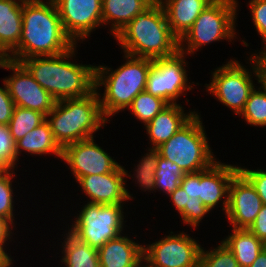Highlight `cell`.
Returning <instances> with one entry per match:
<instances>
[{
  "label": "cell",
  "instance_id": "cell-1",
  "mask_svg": "<svg viewBox=\"0 0 266 267\" xmlns=\"http://www.w3.org/2000/svg\"><path fill=\"white\" fill-rule=\"evenodd\" d=\"M74 45L63 29L55 3L23 1L21 37L6 58L20 62L32 56H56Z\"/></svg>",
  "mask_w": 266,
  "mask_h": 267
},
{
  "label": "cell",
  "instance_id": "cell-2",
  "mask_svg": "<svg viewBox=\"0 0 266 267\" xmlns=\"http://www.w3.org/2000/svg\"><path fill=\"white\" fill-rule=\"evenodd\" d=\"M77 44L56 56H32L20 61L32 77L56 100L81 98L95 90L96 65L70 61Z\"/></svg>",
  "mask_w": 266,
  "mask_h": 267
},
{
  "label": "cell",
  "instance_id": "cell-3",
  "mask_svg": "<svg viewBox=\"0 0 266 267\" xmlns=\"http://www.w3.org/2000/svg\"><path fill=\"white\" fill-rule=\"evenodd\" d=\"M114 39L125 54L152 60L179 51V39L169 27L163 6L157 2L137 14Z\"/></svg>",
  "mask_w": 266,
  "mask_h": 267
},
{
  "label": "cell",
  "instance_id": "cell-4",
  "mask_svg": "<svg viewBox=\"0 0 266 267\" xmlns=\"http://www.w3.org/2000/svg\"><path fill=\"white\" fill-rule=\"evenodd\" d=\"M124 59L125 63L115 70L100 64L95 67V90L99 94L102 114L107 120L127 110L133 99L145 91L148 72L153 63L152 59L125 53ZM101 86L105 87L102 95L99 91Z\"/></svg>",
  "mask_w": 266,
  "mask_h": 267
},
{
  "label": "cell",
  "instance_id": "cell-5",
  "mask_svg": "<svg viewBox=\"0 0 266 267\" xmlns=\"http://www.w3.org/2000/svg\"><path fill=\"white\" fill-rule=\"evenodd\" d=\"M46 120L62 150L67 145L95 137V132L109 121L102 114L96 90L85 97L56 101Z\"/></svg>",
  "mask_w": 266,
  "mask_h": 267
},
{
  "label": "cell",
  "instance_id": "cell-6",
  "mask_svg": "<svg viewBox=\"0 0 266 267\" xmlns=\"http://www.w3.org/2000/svg\"><path fill=\"white\" fill-rule=\"evenodd\" d=\"M200 114H196L157 150L159 155L178 165L185 173L209 168L216 158L209 145Z\"/></svg>",
  "mask_w": 266,
  "mask_h": 267
},
{
  "label": "cell",
  "instance_id": "cell-7",
  "mask_svg": "<svg viewBox=\"0 0 266 267\" xmlns=\"http://www.w3.org/2000/svg\"><path fill=\"white\" fill-rule=\"evenodd\" d=\"M238 3L237 0H214L210 3L179 39V51L193 55L202 46L212 42L236 39Z\"/></svg>",
  "mask_w": 266,
  "mask_h": 267
},
{
  "label": "cell",
  "instance_id": "cell-8",
  "mask_svg": "<svg viewBox=\"0 0 266 267\" xmlns=\"http://www.w3.org/2000/svg\"><path fill=\"white\" fill-rule=\"evenodd\" d=\"M123 204H93L85 203L78 211L75 221L68 230L79 240L99 249L110 239L123 233Z\"/></svg>",
  "mask_w": 266,
  "mask_h": 267
},
{
  "label": "cell",
  "instance_id": "cell-9",
  "mask_svg": "<svg viewBox=\"0 0 266 267\" xmlns=\"http://www.w3.org/2000/svg\"><path fill=\"white\" fill-rule=\"evenodd\" d=\"M248 60L252 65L251 70L246 69L247 66L238 60L230 59L226 64L217 67L211 73V82L205 84L208 93L210 92L219 102L230 108L238 116L244 110L250 92L257 85L252 80L253 76L257 80L256 62L251 56Z\"/></svg>",
  "mask_w": 266,
  "mask_h": 267
},
{
  "label": "cell",
  "instance_id": "cell-10",
  "mask_svg": "<svg viewBox=\"0 0 266 267\" xmlns=\"http://www.w3.org/2000/svg\"><path fill=\"white\" fill-rule=\"evenodd\" d=\"M185 54L178 51L170 57L153 60L147 76L145 91L163 99L167 104L177 103L178 98L193 89L188 81ZM189 82V83H188ZM189 84V85H188Z\"/></svg>",
  "mask_w": 266,
  "mask_h": 267
},
{
  "label": "cell",
  "instance_id": "cell-11",
  "mask_svg": "<svg viewBox=\"0 0 266 267\" xmlns=\"http://www.w3.org/2000/svg\"><path fill=\"white\" fill-rule=\"evenodd\" d=\"M173 234V235H172ZM184 231L143 245L146 267H197L202 246Z\"/></svg>",
  "mask_w": 266,
  "mask_h": 267
},
{
  "label": "cell",
  "instance_id": "cell-12",
  "mask_svg": "<svg viewBox=\"0 0 266 267\" xmlns=\"http://www.w3.org/2000/svg\"><path fill=\"white\" fill-rule=\"evenodd\" d=\"M0 68L12 70V75L5 77L4 81L15 106L40 111L46 116L52 111L56 100L20 62L5 58Z\"/></svg>",
  "mask_w": 266,
  "mask_h": 267
},
{
  "label": "cell",
  "instance_id": "cell-13",
  "mask_svg": "<svg viewBox=\"0 0 266 267\" xmlns=\"http://www.w3.org/2000/svg\"><path fill=\"white\" fill-rule=\"evenodd\" d=\"M55 6L65 33L75 44L103 26L102 0H56Z\"/></svg>",
  "mask_w": 266,
  "mask_h": 267
},
{
  "label": "cell",
  "instance_id": "cell-14",
  "mask_svg": "<svg viewBox=\"0 0 266 267\" xmlns=\"http://www.w3.org/2000/svg\"><path fill=\"white\" fill-rule=\"evenodd\" d=\"M94 141L92 137L67 145L62 150V161L68 164L76 181L83 176L111 173L120 166Z\"/></svg>",
  "mask_w": 266,
  "mask_h": 267
},
{
  "label": "cell",
  "instance_id": "cell-15",
  "mask_svg": "<svg viewBox=\"0 0 266 267\" xmlns=\"http://www.w3.org/2000/svg\"><path fill=\"white\" fill-rule=\"evenodd\" d=\"M263 206L251 182L238 171L229 184L225 213L234 229H248Z\"/></svg>",
  "mask_w": 266,
  "mask_h": 267
},
{
  "label": "cell",
  "instance_id": "cell-16",
  "mask_svg": "<svg viewBox=\"0 0 266 267\" xmlns=\"http://www.w3.org/2000/svg\"><path fill=\"white\" fill-rule=\"evenodd\" d=\"M124 178H126L124 167L120 165L111 173L83 176L76 182L88 196L86 198H89V203L124 204L125 201L134 199L133 194L126 189L127 181Z\"/></svg>",
  "mask_w": 266,
  "mask_h": 267
},
{
  "label": "cell",
  "instance_id": "cell-17",
  "mask_svg": "<svg viewBox=\"0 0 266 267\" xmlns=\"http://www.w3.org/2000/svg\"><path fill=\"white\" fill-rule=\"evenodd\" d=\"M238 171V165L225 164L219 161L214 162L209 168L200 171L198 199L210 211L222 203V210L226 213L229 184Z\"/></svg>",
  "mask_w": 266,
  "mask_h": 267
},
{
  "label": "cell",
  "instance_id": "cell-18",
  "mask_svg": "<svg viewBox=\"0 0 266 267\" xmlns=\"http://www.w3.org/2000/svg\"><path fill=\"white\" fill-rule=\"evenodd\" d=\"M100 267H142L143 245L121 233L98 249Z\"/></svg>",
  "mask_w": 266,
  "mask_h": 267
},
{
  "label": "cell",
  "instance_id": "cell-19",
  "mask_svg": "<svg viewBox=\"0 0 266 267\" xmlns=\"http://www.w3.org/2000/svg\"><path fill=\"white\" fill-rule=\"evenodd\" d=\"M196 111L185 113L181 104H168L157 116L144 126L149 136L151 148H158L180 130Z\"/></svg>",
  "mask_w": 266,
  "mask_h": 267
},
{
  "label": "cell",
  "instance_id": "cell-20",
  "mask_svg": "<svg viewBox=\"0 0 266 267\" xmlns=\"http://www.w3.org/2000/svg\"><path fill=\"white\" fill-rule=\"evenodd\" d=\"M214 0H163L172 33L180 39L193 25L200 13Z\"/></svg>",
  "mask_w": 266,
  "mask_h": 267
},
{
  "label": "cell",
  "instance_id": "cell-21",
  "mask_svg": "<svg viewBox=\"0 0 266 267\" xmlns=\"http://www.w3.org/2000/svg\"><path fill=\"white\" fill-rule=\"evenodd\" d=\"M24 0H0V53L6 58L19 43Z\"/></svg>",
  "mask_w": 266,
  "mask_h": 267
},
{
  "label": "cell",
  "instance_id": "cell-22",
  "mask_svg": "<svg viewBox=\"0 0 266 267\" xmlns=\"http://www.w3.org/2000/svg\"><path fill=\"white\" fill-rule=\"evenodd\" d=\"M152 3L153 0H102L103 25L111 23L110 32L115 37L137 14Z\"/></svg>",
  "mask_w": 266,
  "mask_h": 267
},
{
  "label": "cell",
  "instance_id": "cell-23",
  "mask_svg": "<svg viewBox=\"0 0 266 267\" xmlns=\"http://www.w3.org/2000/svg\"><path fill=\"white\" fill-rule=\"evenodd\" d=\"M21 151L36 156L52 153L55 157L57 156V158L62 159V149L56 143L47 120L16 142V155L18 159Z\"/></svg>",
  "mask_w": 266,
  "mask_h": 267
},
{
  "label": "cell",
  "instance_id": "cell-24",
  "mask_svg": "<svg viewBox=\"0 0 266 267\" xmlns=\"http://www.w3.org/2000/svg\"><path fill=\"white\" fill-rule=\"evenodd\" d=\"M232 229V233L223 242L232 251L240 267H249L266 244L248 229Z\"/></svg>",
  "mask_w": 266,
  "mask_h": 267
},
{
  "label": "cell",
  "instance_id": "cell-25",
  "mask_svg": "<svg viewBox=\"0 0 266 267\" xmlns=\"http://www.w3.org/2000/svg\"><path fill=\"white\" fill-rule=\"evenodd\" d=\"M64 236L61 241L62 264L66 267H100L98 249L79 240L69 230Z\"/></svg>",
  "mask_w": 266,
  "mask_h": 267
},
{
  "label": "cell",
  "instance_id": "cell-26",
  "mask_svg": "<svg viewBox=\"0 0 266 267\" xmlns=\"http://www.w3.org/2000/svg\"><path fill=\"white\" fill-rule=\"evenodd\" d=\"M169 197L183 220V224H187L194 229L199 226L203 217L211 212L200 199L188 195L181 186L171 193Z\"/></svg>",
  "mask_w": 266,
  "mask_h": 267
},
{
  "label": "cell",
  "instance_id": "cell-27",
  "mask_svg": "<svg viewBox=\"0 0 266 267\" xmlns=\"http://www.w3.org/2000/svg\"><path fill=\"white\" fill-rule=\"evenodd\" d=\"M45 120L46 115L40 111L15 106L8 125L13 140L17 142Z\"/></svg>",
  "mask_w": 266,
  "mask_h": 267
},
{
  "label": "cell",
  "instance_id": "cell-28",
  "mask_svg": "<svg viewBox=\"0 0 266 267\" xmlns=\"http://www.w3.org/2000/svg\"><path fill=\"white\" fill-rule=\"evenodd\" d=\"M148 149V152L144 154L145 156L141 158L139 164L134 168L133 176L135 177L131 176L125 168L124 172L125 177L136 178L135 182H137L136 184L139 183L138 185L142 191L144 190L146 192L150 190L149 192L152 191L153 193L155 190V171L157 169L159 151L157 148L148 147Z\"/></svg>",
  "mask_w": 266,
  "mask_h": 267
},
{
  "label": "cell",
  "instance_id": "cell-29",
  "mask_svg": "<svg viewBox=\"0 0 266 267\" xmlns=\"http://www.w3.org/2000/svg\"><path fill=\"white\" fill-rule=\"evenodd\" d=\"M184 175L178 165L159 155L155 171V190L163 191L169 196L180 186Z\"/></svg>",
  "mask_w": 266,
  "mask_h": 267
},
{
  "label": "cell",
  "instance_id": "cell-30",
  "mask_svg": "<svg viewBox=\"0 0 266 267\" xmlns=\"http://www.w3.org/2000/svg\"><path fill=\"white\" fill-rule=\"evenodd\" d=\"M167 105L163 99L144 91L133 99L132 104L127 109L145 126Z\"/></svg>",
  "mask_w": 266,
  "mask_h": 267
},
{
  "label": "cell",
  "instance_id": "cell-31",
  "mask_svg": "<svg viewBox=\"0 0 266 267\" xmlns=\"http://www.w3.org/2000/svg\"><path fill=\"white\" fill-rule=\"evenodd\" d=\"M257 88L254 87L250 92L240 116L244 117L248 125L266 127V94L260 87Z\"/></svg>",
  "mask_w": 266,
  "mask_h": 267
},
{
  "label": "cell",
  "instance_id": "cell-32",
  "mask_svg": "<svg viewBox=\"0 0 266 267\" xmlns=\"http://www.w3.org/2000/svg\"><path fill=\"white\" fill-rule=\"evenodd\" d=\"M220 243L208 251L202 247L197 267H240L232 251L223 241Z\"/></svg>",
  "mask_w": 266,
  "mask_h": 267
},
{
  "label": "cell",
  "instance_id": "cell-33",
  "mask_svg": "<svg viewBox=\"0 0 266 267\" xmlns=\"http://www.w3.org/2000/svg\"><path fill=\"white\" fill-rule=\"evenodd\" d=\"M16 169H9L0 174V217L6 218L14 223V192L12 188V179L16 177Z\"/></svg>",
  "mask_w": 266,
  "mask_h": 267
},
{
  "label": "cell",
  "instance_id": "cell-34",
  "mask_svg": "<svg viewBox=\"0 0 266 267\" xmlns=\"http://www.w3.org/2000/svg\"><path fill=\"white\" fill-rule=\"evenodd\" d=\"M0 159L10 168L15 169L17 165L16 142L7 125H0ZM16 165V166H15Z\"/></svg>",
  "mask_w": 266,
  "mask_h": 267
},
{
  "label": "cell",
  "instance_id": "cell-35",
  "mask_svg": "<svg viewBox=\"0 0 266 267\" xmlns=\"http://www.w3.org/2000/svg\"><path fill=\"white\" fill-rule=\"evenodd\" d=\"M248 6L253 24L264 44L266 43V0H249Z\"/></svg>",
  "mask_w": 266,
  "mask_h": 267
},
{
  "label": "cell",
  "instance_id": "cell-36",
  "mask_svg": "<svg viewBox=\"0 0 266 267\" xmlns=\"http://www.w3.org/2000/svg\"><path fill=\"white\" fill-rule=\"evenodd\" d=\"M239 171L251 182L255 187L257 194L261 198L263 205H266V170L255 169L249 170L242 166H239Z\"/></svg>",
  "mask_w": 266,
  "mask_h": 267
},
{
  "label": "cell",
  "instance_id": "cell-37",
  "mask_svg": "<svg viewBox=\"0 0 266 267\" xmlns=\"http://www.w3.org/2000/svg\"><path fill=\"white\" fill-rule=\"evenodd\" d=\"M3 88L0 87V125H9L12 118L15 103L9 95L7 85L3 79Z\"/></svg>",
  "mask_w": 266,
  "mask_h": 267
},
{
  "label": "cell",
  "instance_id": "cell-38",
  "mask_svg": "<svg viewBox=\"0 0 266 267\" xmlns=\"http://www.w3.org/2000/svg\"><path fill=\"white\" fill-rule=\"evenodd\" d=\"M248 230L266 244V205H263Z\"/></svg>",
  "mask_w": 266,
  "mask_h": 267
},
{
  "label": "cell",
  "instance_id": "cell-39",
  "mask_svg": "<svg viewBox=\"0 0 266 267\" xmlns=\"http://www.w3.org/2000/svg\"><path fill=\"white\" fill-rule=\"evenodd\" d=\"M199 172L185 174L181 180V188L190 196L198 198Z\"/></svg>",
  "mask_w": 266,
  "mask_h": 267
},
{
  "label": "cell",
  "instance_id": "cell-40",
  "mask_svg": "<svg viewBox=\"0 0 266 267\" xmlns=\"http://www.w3.org/2000/svg\"><path fill=\"white\" fill-rule=\"evenodd\" d=\"M12 227H14V224L10 220L0 217V250L4 251L7 255L5 243L11 239L13 234Z\"/></svg>",
  "mask_w": 266,
  "mask_h": 267
},
{
  "label": "cell",
  "instance_id": "cell-41",
  "mask_svg": "<svg viewBox=\"0 0 266 267\" xmlns=\"http://www.w3.org/2000/svg\"><path fill=\"white\" fill-rule=\"evenodd\" d=\"M263 48L258 53L251 54V57L266 72V43H264Z\"/></svg>",
  "mask_w": 266,
  "mask_h": 267
},
{
  "label": "cell",
  "instance_id": "cell-42",
  "mask_svg": "<svg viewBox=\"0 0 266 267\" xmlns=\"http://www.w3.org/2000/svg\"><path fill=\"white\" fill-rule=\"evenodd\" d=\"M257 83L260 84V89L266 94V72L256 63Z\"/></svg>",
  "mask_w": 266,
  "mask_h": 267
},
{
  "label": "cell",
  "instance_id": "cell-43",
  "mask_svg": "<svg viewBox=\"0 0 266 267\" xmlns=\"http://www.w3.org/2000/svg\"><path fill=\"white\" fill-rule=\"evenodd\" d=\"M249 267H266V247L260 252L255 261Z\"/></svg>",
  "mask_w": 266,
  "mask_h": 267
},
{
  "label": "cell",
  "instance_id": "cell-44",
  "mask_svg": "<svg viewBox=\"0 0 266 267\" xmlns=\"http://www.w3.org/2000/svg\"><path fill=\"white\" fill-rule=\"evenodd\" d=\"M11 257L7 255L4 251L0 250V267Z\"/></svg>",
  "mask_w": 266,
  "mask_h": 267
},
{
  "label": "cell",
  "instance_id": "cell-45",
  "mask_svg": "<svg viewBox=\"0 0 266 267\" xmlns=\"http://www.w3.org/2000/svg\"><path fill=\"white\" fill-rule=\"evenodd\" d=\"M10 168L0 159V174L6 172Z\"/></svg>",
  "mask_w": 266,
  "mask_h": 267
},
{
  "label": "cell",
  "instance_id": "cell-46",
  "mask_svg": "<svg viewBox=\"0 0 266 267\" xmlns=\"http://www.w3.org/2000/svg\"><path fill=\"white\" fill-rule=\"evenodd\" d=\"M13 258H9L1 267H12L11 265H13V261L14 260H12Z\"/></svg>",
  "mask_w": 266,
  "mask_h": 267
},
{
  "label": "cell",
  "instance_id": "cell-47",
  "mask_svg": "<svg viewBox=\"0 0 266 267\" xmlns=\"http://www.w3.org/2000/svg\"><path fill=\"white\" fill-rule=\"evenodd\" d=\"M24 1H29V2H42V0H24ZM56 0H46V2H55Z\"/></svg>",
  "mask_w": 266,
  "mask_h": 267
},
{
  "label": "cell",
  "instance_id": "cell-48",
  "mask_svg": "<svg viewBox=\"0 0 266 267\" xmlns=\"http://www.w3.org/2000/svg\"><path fill=\"white\" fill-rule=\"evenodd\" d=\"M5 59V57L0 53V66H1V63L2 61Z\"/></svg>",
  "mask_w": 266,
  "mask_h": 267
},
{
  "label": "cell",
  "instance_id": "cell-49",
  "mask_svg": "<svg viewBox=\"0 0 266 267\" xmlns=\"http://www.w3.org/2000/svg\"><path fill=\"white\" fill-rule=\"evenodd\" d=\"M163 0H153V2L161 3Z\"/></svg>",
  "mask_w": 266,
  "mask_h": 267
}]
</instances>
